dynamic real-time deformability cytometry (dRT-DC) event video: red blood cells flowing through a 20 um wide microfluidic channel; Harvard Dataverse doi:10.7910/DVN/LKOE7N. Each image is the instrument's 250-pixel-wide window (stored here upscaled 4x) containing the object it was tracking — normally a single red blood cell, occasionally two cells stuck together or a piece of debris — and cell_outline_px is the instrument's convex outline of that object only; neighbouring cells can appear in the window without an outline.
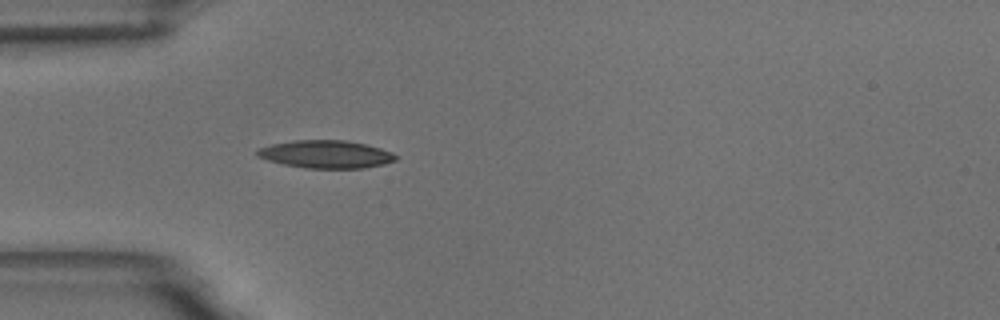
{"species": "common noctule bat (a hibernating species)", "species_latin": "Nyctalus noctula", "temperature_condition": "room temperature", "stored_images_in_passage": 55, "camera_frame_rate_fps": 3000, "um_per_image_px": 0.085, "animal": {"sex": "male", "body_mass_g": 18.8}, "frame": {"image": 1, "passage_image": 16, "time_ms": 5.0, "image_size_px": [1000, 320], "cell_outline_px": [[396, 160], [384, 164], [364, 168], [304, 168], [284, 164], [268, 160], [256, 156], [256, 148], [272, 144], [292, 140], [344, 140], [364, 144], [380, 148], [392, 152], [396, 156]], "centroid_in_image_um": [27.67, 13.11], "position_along_channel_um": 57.3, "area_um2": 22.43}, "authors_computed_cell_mechanics": {"area_um2": 20.9236, "velocity_mm_per_s": 3.6221, "shape_relaxation_time_tau1_ms": 4.5241, "shape_relaxation_time_tau2_ms": 2.6411, "deformation_change_tau1": 0.1813, "deformation_change_tau2": 0.1036}}